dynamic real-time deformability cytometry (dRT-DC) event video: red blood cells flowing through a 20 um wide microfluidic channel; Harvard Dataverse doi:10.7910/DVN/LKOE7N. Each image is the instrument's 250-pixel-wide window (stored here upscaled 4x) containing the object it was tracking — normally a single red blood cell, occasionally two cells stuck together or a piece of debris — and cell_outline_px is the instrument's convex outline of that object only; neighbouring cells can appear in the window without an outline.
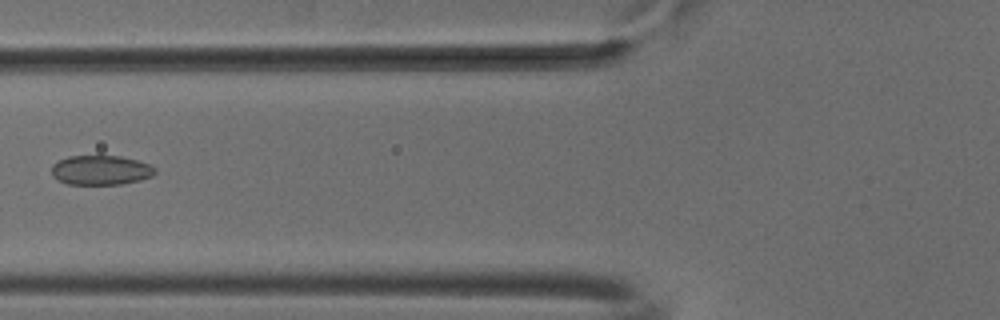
{"species": "common noctule bat (a hibernating species)", "species_latin": "Nyctalus noctula", "temperature_condition": "cold", "stored_images_in_passage": 7, "camera_frame_rate_fps": 3000, "um_per_image_px": 0.085, "animal": {"sex": "male", "body_mass_g": 18.8}, "frame": {"image": 1, "passage_image": 6, "time_ms": 1.667, "image_size_px": [1000, 320], "cell_outline_px": [[156, 172], [152, 176], [140, 180], [120, 184], [68, 184], [52, 176], [52, 164], [68, 156], [120, 156], [136, 160], [148, 164], [156, 168]], "centroid_in_image_um": [8.57, 14.46], "position_along_channel_um": 117.2, "area_um2": 17.69}}
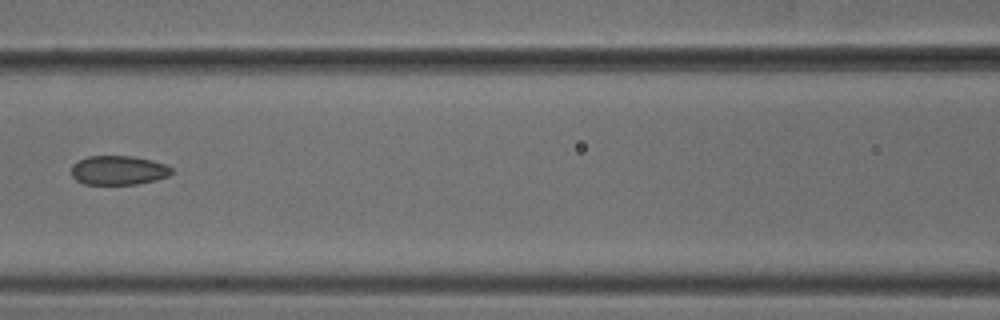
{"frame": {"image": 2, "passage_image": 7, "time_ms": 2.0, "image_size_px": [1000, 320], "cell_outline_px": [[172, 172], [168, 176], [156, 180], [136, 184], [84, 184], [76, 180], [72, 176], [72, 164], [88, 156], [136, 156], [152, 160], [164, 164], [172, 168]], "centroid_in_image_um": [10.07, 14.47], "position_along_channel_um": 156.5, "area_um2": 17.05}}